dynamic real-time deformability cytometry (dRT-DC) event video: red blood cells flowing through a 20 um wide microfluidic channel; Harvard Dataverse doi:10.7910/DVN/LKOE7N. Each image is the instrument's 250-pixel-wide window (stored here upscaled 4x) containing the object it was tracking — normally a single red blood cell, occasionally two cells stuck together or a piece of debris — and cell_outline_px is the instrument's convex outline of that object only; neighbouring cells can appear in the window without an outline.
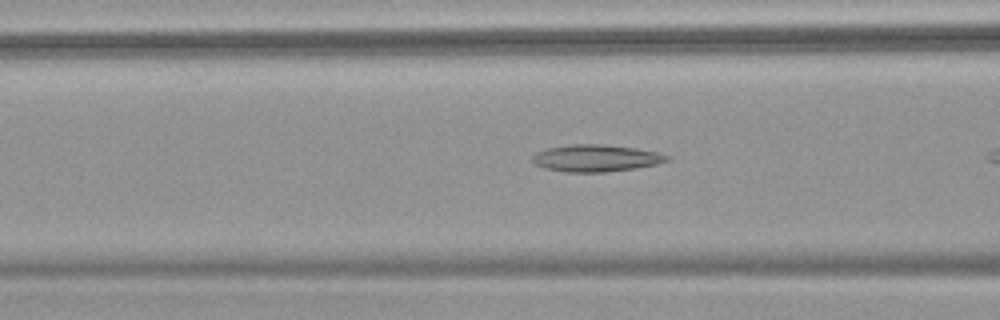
{"species": "common noctule bat (a hibernating species)", "species_latin": "Nyctalus noctula", "temperature_condition": "warm", "stored_images_in_passage": 20, "camera_frame_rate_fps": 3000, "um_per_image_px": 0.085, "animal": {"sex": "female", "body_mass_g": 18.4}, "frame": {"image": 1, "passage_image": 15, "time_ms": 4.667, "image_size_px": [1000, 320], "cell_outline_px": [[668, 160], [656, 164], [636, 168], [604, 172], [564, 172], [544, 168], [536, 164], [532, 160], [532, 156], [536, 152], [548, 148], [572, 144], [604, 144], [636, 148], [656, 152], [668, 156]], "centroid_in_image_um": [50.62, 13.44], "position_along_channel_um": 116.0, "area_um2": 21.04}}